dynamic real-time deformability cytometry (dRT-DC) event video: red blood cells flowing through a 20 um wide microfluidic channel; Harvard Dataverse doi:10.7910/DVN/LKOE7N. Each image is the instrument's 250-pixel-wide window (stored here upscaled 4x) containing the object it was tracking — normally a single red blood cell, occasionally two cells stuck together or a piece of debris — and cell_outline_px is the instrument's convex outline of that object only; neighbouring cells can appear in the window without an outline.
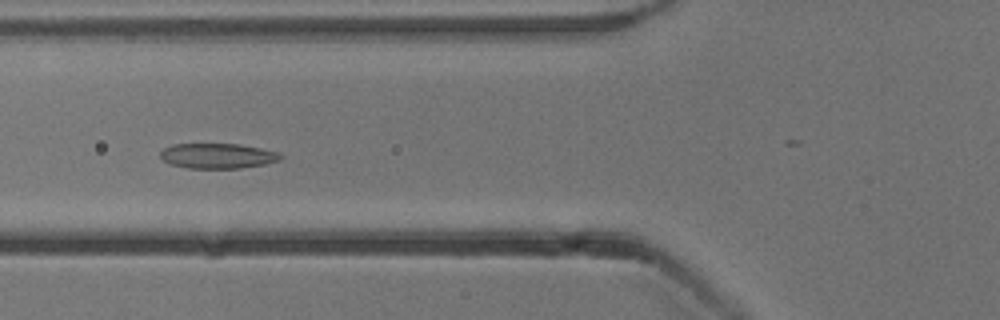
{"species": "common noctule bat (a hibernating species)", "species_latin": "Nyctalus noctula", "temperature_condition": "cold", "stored_images_in_passage": 39, "camera_frame_rate_fps": 3000, "um_per_image_px": 0.085, "animal": {"sex": "male", "body_mass_g": 13.3}, "frame": {"image": 1, "passage_image": 6, "time_ms": 1.667, "image_size_px": [1000, 320], "cell_outline_px": [[284, 156], [280, 160], [264, 164], [240, 168], [188, 168], [172, 164], [164, 160], [160, 156], [160, 152], [164, 148], [172, 144], [240, 144], [280, 152]], "centroid_in_image_um": [18.53, 13.24], "position_along_channel_um": 107.3, "area_um2": 17.57}}
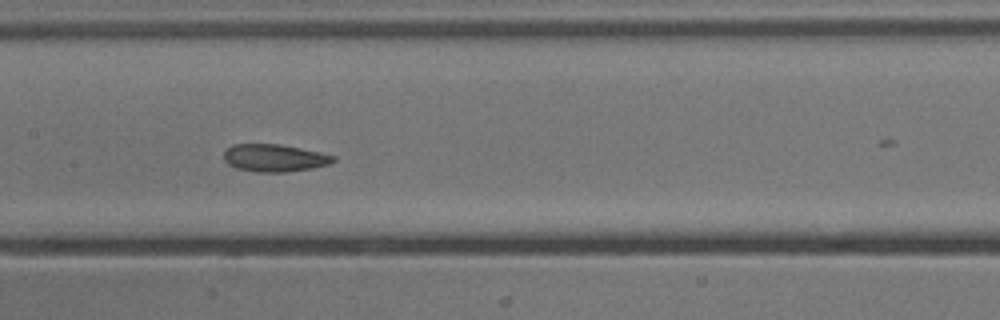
{"frame": {"image": 2, "passage_image": 12, "time_ms": 3.667, "image_size_px": [1000, 320], "cell_outline_px": [[336, 160], [328, 164], [312, 168], [288, 172], [256, 172], [236, 168], [228, 164], [224, 160], [224, 152], [232, 144], [280, 144], [320, 152], [336, 156]], "centroid_in_image_um": [23.32, 13.42], "position_along_channel_um": 184.1, "area_um2": 17.57}}
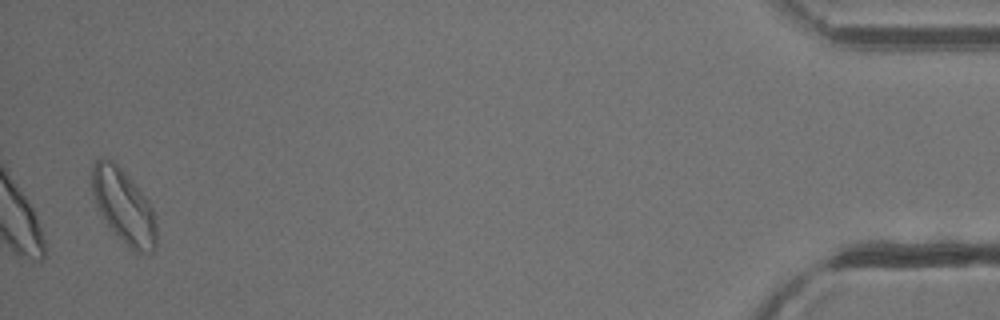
{"frame": {"image": 3, "passage_image": 38, "time_ms": 12.333, "image_size_px": [1000, 320], "cell_outline_px": [[156, 248], [152, 252], [136, 252], [124, 244], [112, 232], [96, 208], [92, 192], [92, 164], [96, 160], [112, 160], [128, 176], [144, 196], [152, 208], [156, 224]], "centroid_in_image_um": [10.49, 17.58], "position_along_channel_um": 424.7, "area_um2": 27.69}, "authors_computed_cell_mechanics": {"area_um2": 17.9758, "velocity_mm_per_s": 3.8063, "shape_relaxation_time_tau1_ms": 6.0987, "shape_relaxation_time_tau2_ms": 2.7081, "deformation_change_tau1": 0.1383, "deformation_change_tau2": 0.0862}}